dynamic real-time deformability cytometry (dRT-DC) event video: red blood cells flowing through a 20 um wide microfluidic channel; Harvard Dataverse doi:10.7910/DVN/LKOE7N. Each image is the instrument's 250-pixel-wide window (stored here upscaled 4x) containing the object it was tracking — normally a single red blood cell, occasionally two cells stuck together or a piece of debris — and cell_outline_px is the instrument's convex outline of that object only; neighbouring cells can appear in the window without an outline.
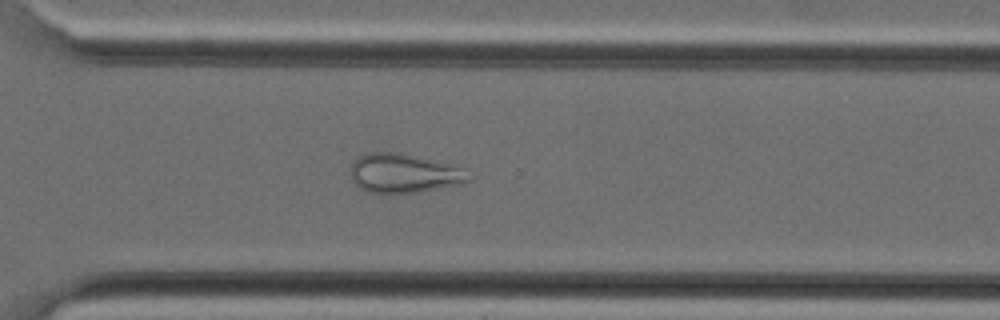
{"species": "Egyptian fruit bat (a non-hibernating species)", "species_latin": "Rousettus aegyptiacus", "temperature_condition": "cold", "stored_images_in_passage": 38, "camera_frame_rate_fps": 3000, "um_per_image_px": 0.085, "animal": {"sex": "female"}, "frame": {"image": 1, "passage_image": 27, "time_ms": 8.667, "image_size_px": [1000, 320], "cell_outline_px": [[472, 180], [460, 184], [416, 192], [380, 196], [368, 192], [360, 188], [352, 180], [348, 172], [348, 168], [352, 160], [368, 152], [392, 152], [464, 168]], "centroid_in_image_um": [34.21, 14.78], "position_along_channel_um": 336.4, "area_um2": 27.11}}
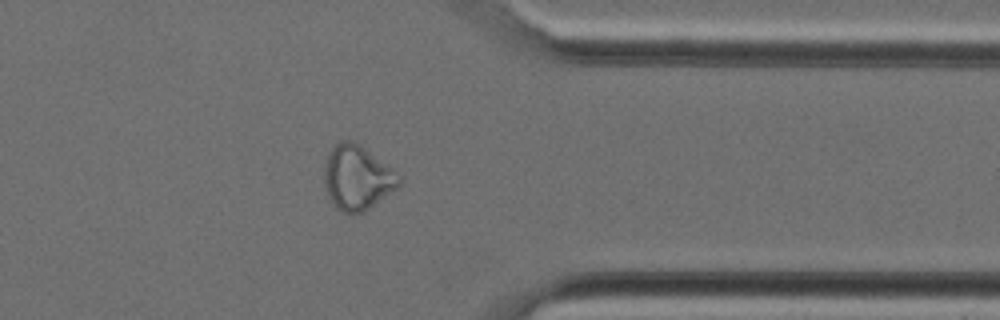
{"frame": {"image": 2, "passage_image": 30, "time_ms": 9.667, "image_size_px": [1000, 320], "cell_outline_px": [[400, 184], [396, 188], [368, 208], [360, 212], [344, 212], [336, 208], [332, 204], [328, 196], [324, 184], [324, 164], [328, 152], [340, 140], [352, 140], [364, 148], [392, 168], [400, 176]], "centroid_in_image_um": [30.32, 15.08], "position_along_channel_um": 381.1, "area_um2": 27.69}}
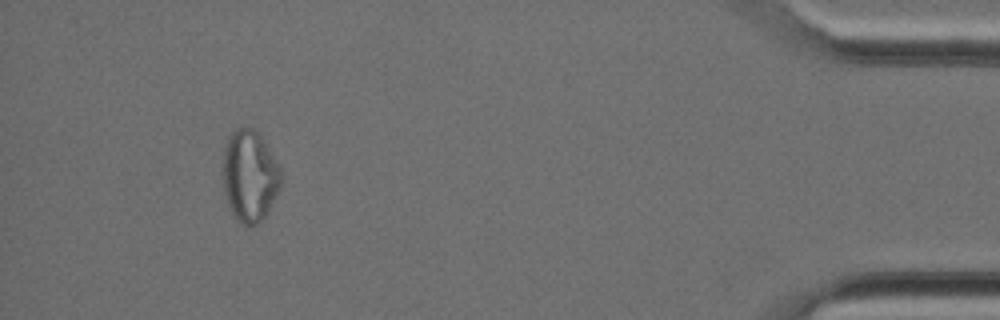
{"frame": {"image": 3, "passage_image": 35, "time_ms": 11.333, "image_size_px": [1000, 320], "cell_outline_px": [[280, 188], [268, 212], [256, 224], [240, 224], [236, 220], [228, 204], [224, 192], [224, 148], [232, 132], [236, 128], [252, 128], [260, 136], [280, 168]], "centroid_in_image_um": [21.22, 14.98], "position_along_channel_um": 414.0, "area_um2": 30.29}}